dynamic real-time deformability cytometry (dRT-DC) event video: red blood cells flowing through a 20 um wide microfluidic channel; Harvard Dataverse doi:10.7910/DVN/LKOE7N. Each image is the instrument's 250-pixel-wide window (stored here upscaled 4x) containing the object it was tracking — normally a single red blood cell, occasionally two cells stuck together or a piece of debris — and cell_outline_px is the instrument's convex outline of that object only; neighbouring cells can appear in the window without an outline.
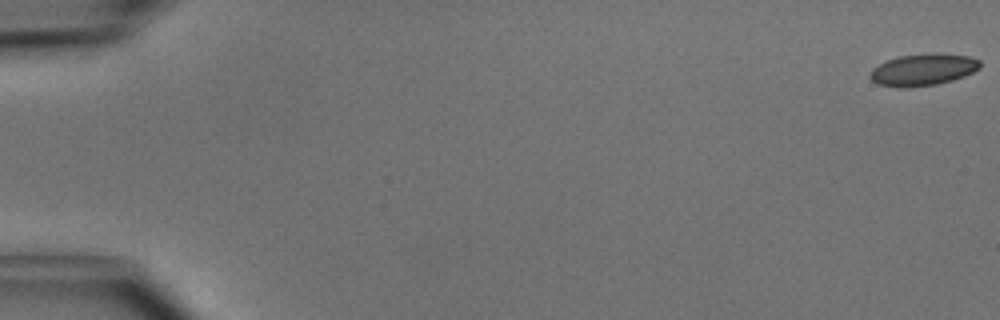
{"species": "common noctule bat (a hibernating species)", "species_latin": "Nyctalus noctula", "temperature_condition": "cold", "stored_images_in_passage": 50, "camera_frame_rate_fps": 3000, "um_per_image_px": 0.085, "animal": {"sex": "male", "body_mass_g": 15.6}, "frame": {"image": 1, "passage_image": 1, "time_ms": 0.0, "image_size_px": [1000, 320], "cell_outline_px": [[980, 68], [964, 76], [952, 80], [936, 84], [908, 88], [900, 88], [880, 84], [872, 80], [868, 76], [872, 68], [888, 60], [900, 56], [936, 52], [968, 56], [980, 60]], "centroid_in_image_um": [78.46, 5.92], "position_along_channel_um": 6.5, "area_um2": 20.4}}
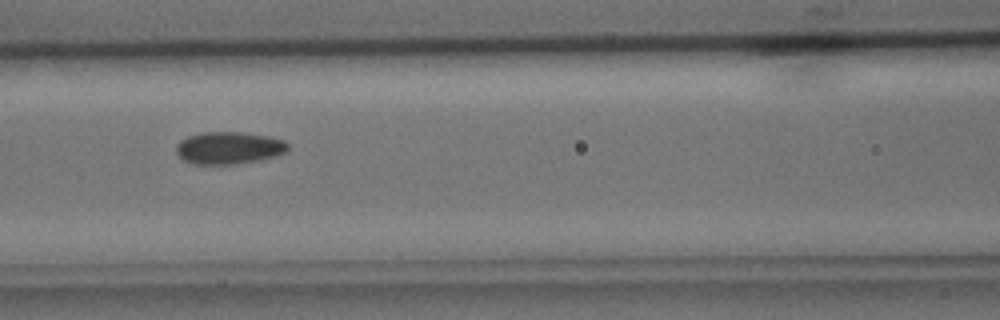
{"frame": {"image": 2, "passage_image": 23, "time_ms": 7.333, "image_size_px": [1000, 320], "cell_outline_px": [[288, 148], [284, 152], [276, 156], [260, 160], [236, 164], [192, 164], [184, 160], [176, 152], [176, 144], [180, 140], [188, 136], [200, 132], [240, 132], [268, 136], [284, 140], [288, 144]], "centroid_in_image_um": [19.43, 12.57], "position_along_channel_um": 147.2, "area_um2": 21.1}}
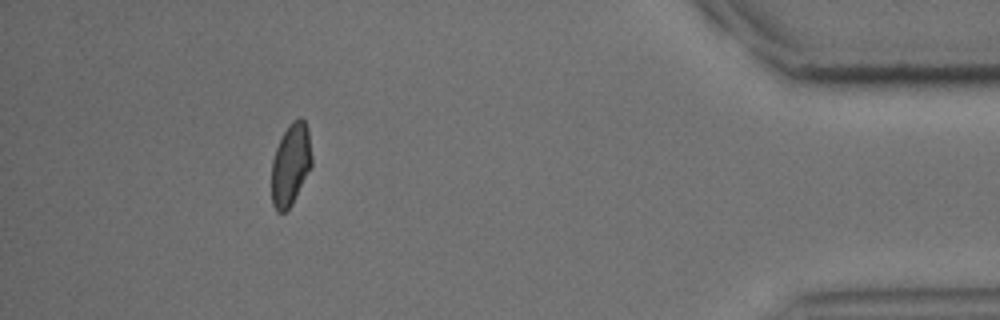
{"frame": {"image": 3, "passage_image": 46, "time_ms": 15.0, "image_size_px": [1000, 320], "cell_outline_px": [[312, 164], [292, 204], [284, 212], [276, 212], [272, 204], [272, 160], [276, 148], [288, 124], [292, 120], [300, 116], [304, 120], [308, 128], [312, 156]], "centroid_in_image_um": [24.71, 13.95], "position_along_channel_um": 410.5, "area_um2": 19.19}, "authors_computed_cell_mechanics": {"area_um2": 20.2878, "velocity_mm_per_s": 4.0805, "shape_relaxation_time_tau1_ms": 3.4251, "shape_relaxation_time_tau2_ms": 2.9751, "deformation_change_tau1": 0.0889, "deformation_change_tau2": 0.0803}}